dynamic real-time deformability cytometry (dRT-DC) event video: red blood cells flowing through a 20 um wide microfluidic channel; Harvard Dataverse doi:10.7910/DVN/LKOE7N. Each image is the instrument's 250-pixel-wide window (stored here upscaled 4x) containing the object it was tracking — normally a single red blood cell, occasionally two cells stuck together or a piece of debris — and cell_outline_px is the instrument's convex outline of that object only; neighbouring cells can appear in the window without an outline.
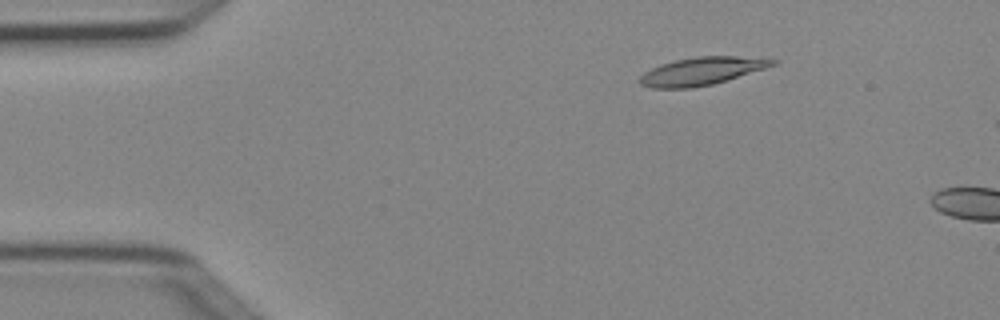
{"species": "Egyptian fruit bat (a non-hibernating species)", "species_latin": "Rousettus aegyptiacus", "temperature_condition": "cold", "stored_images_in_passage": 3, "camera_frame_rate_fps": 3000, "um_per_image_px": 0.085, "animal": {"sex": "female"}, "frame": {"image": 1, "passage_image": 2, "time_ms": 0.333, "image_size_px": [1000, 320], "cell_outline_px": [[780, 60], [776, 64], [764, 68], [712, 84], [692, 88], [652, 88], [640, 84], [636, 80], [644, 72], [660, 64], [676, 60], [696, 56], [736, 56]], "centroid_in_image_um": [59.58, 6.04], "position_along_channel_um": 25.4, "area_um2": 21.33}}